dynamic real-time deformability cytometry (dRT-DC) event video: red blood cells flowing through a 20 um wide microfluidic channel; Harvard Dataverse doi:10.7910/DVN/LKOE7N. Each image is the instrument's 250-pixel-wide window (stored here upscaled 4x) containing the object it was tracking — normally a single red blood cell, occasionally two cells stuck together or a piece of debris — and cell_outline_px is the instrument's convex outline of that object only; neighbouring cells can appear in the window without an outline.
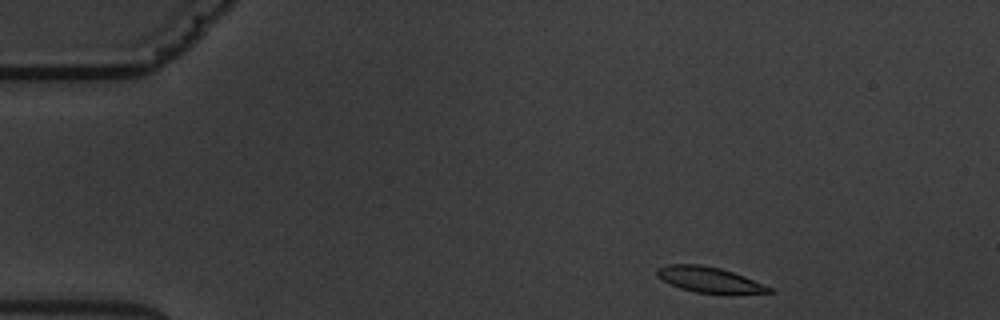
{"species": "common noctule bat (a hibernating species)", "species_latin": "Nyctalus noctula", "temperature_condition": "warm", "stored_images_in_passage": 4, "camera_frame_rate_fps": 3000, "um_per_image_px": 0.085, "animal": {"sex": "male", "body_mass_g": 19.5, "forearm_length_mm": 54.6}, "frame": {"image": 1, "passage_image": 1, "time_ms": 0.0, "image_size_px": [1000, 320], "cell_outline_px": [[776, 292], [696, 292], [680, 288], [656, 276], [656, 268], [668, 264], [700, 264], [720, 268], [744, 276], [772, 288]], "centroid_in_image_um": [60.21, 23.73], "position_along_channel_um": 24.8, "area_um2": 16.07}}
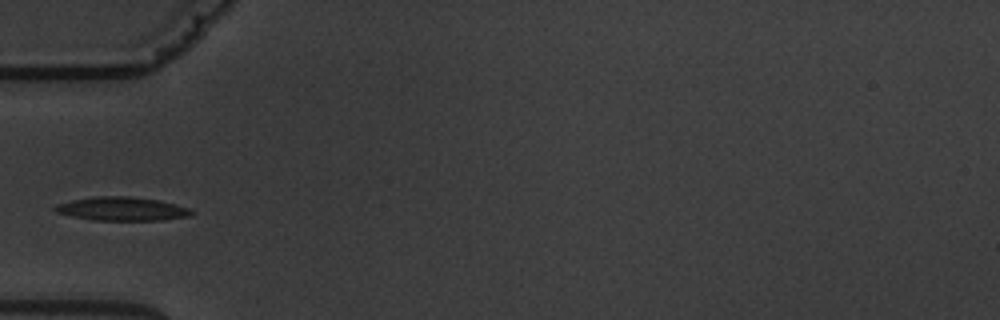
{"frame": {"image": 2, "passage_image": 4, "time_ms": 3.667, "image_size_px": [1000, 320], "cell_outline_px": [[192, 212], [188, 216], [160, 220], [92, 220], [72, 216], [56, 212], [56, 204], [72, 200], [96, 196], [128, 196], [156, 200], [188, 208]], "centroid_in_image_um": [10.31, 17.75], "position_along_channel_um": 74.7, "area_um2": 18.32}}